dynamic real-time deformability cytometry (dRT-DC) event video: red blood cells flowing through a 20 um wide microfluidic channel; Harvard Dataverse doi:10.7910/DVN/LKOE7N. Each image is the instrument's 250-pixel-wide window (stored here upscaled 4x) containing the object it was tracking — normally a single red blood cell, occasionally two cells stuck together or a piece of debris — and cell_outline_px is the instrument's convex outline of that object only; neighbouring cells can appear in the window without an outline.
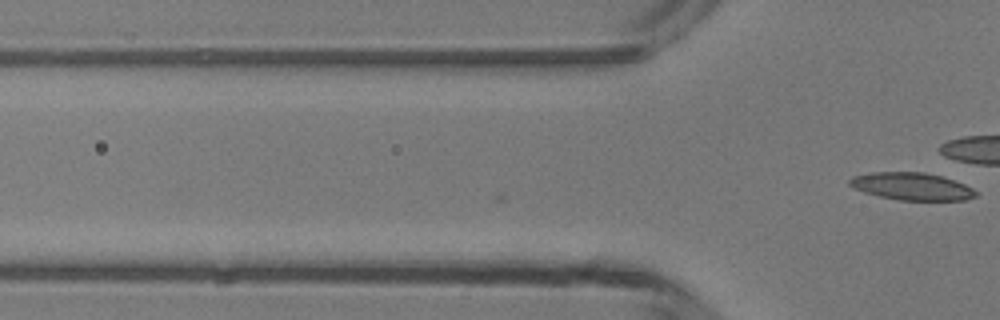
{"species": "common noctule bat (a hibernating species)", "species_latin": "Nyctalus noctula", "temperature_condition": "room temperature", "stored_images_in_passage": 4, "camera_frame_rate_fps": 3000, "um_per_image_px": 0.085, "animal": {"sex": "male", "body_mass_g": 13.3}, "frame": {"image": 1, "passage_image": 4, "time_ms": 1.0, "image_size_px": [1000, 320], "cell_outline_px": [[980, 192], [976, 196], [964, 200], [900, 200], [880, 196], [864, 192], [852, 188], [848, 184], [848, 180], [852, 176], [872, 172], [924, 172], [940, 176], [964, 184]], "centroid_in_image_um": [77.48, 15.84], "position_along_channel_um": 48.3, "area_um2": 20.17}}